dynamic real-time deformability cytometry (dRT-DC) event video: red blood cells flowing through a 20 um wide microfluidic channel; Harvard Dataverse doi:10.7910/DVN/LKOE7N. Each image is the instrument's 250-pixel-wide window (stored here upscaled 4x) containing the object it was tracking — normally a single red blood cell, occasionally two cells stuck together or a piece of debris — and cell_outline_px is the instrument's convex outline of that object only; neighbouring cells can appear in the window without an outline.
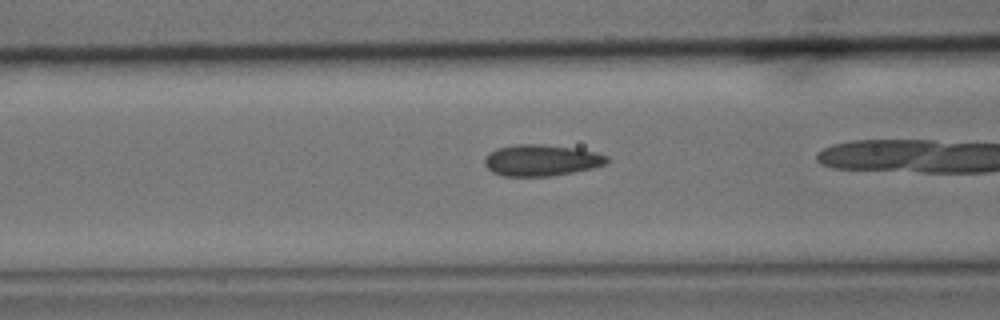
{"species": "common noctule bat (a hibernating species)", "species_latin": "Nyctalus noctula", "temperature_condition": "cold", "stored_images_in_passage": 36, "camera_frame_rate_fps": 3000, "um_per_image_px": 0.085, "animal": {"sex": "male", "body_mass_g": 15.6}, "frame": {"image": 1, "passage_image": 20, "time_ms": 6.333, "image_size_px": [1000, 320], "cell_outline_px": [[608, 164], [592, 168], [552, 176], [504, 176], [492, 172], [484, 164], [484, 156], [488, 152], [496, 148], [516, 144], [540, 144], [576, 148], [596, 152], [608, 156]], "centroid_in_image_um": [45.99, 13.62], "position_along_channel_um": 120.6, "area_um2": 22.54}}
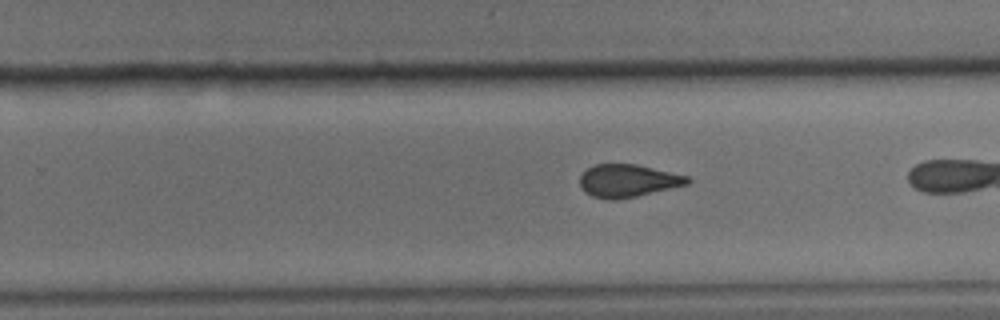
{"frame": {"image": 2, "passage_image": 33, "time_ms": 10.667, "image_size_px": [1000, 320], "cell_outline_px": [[692, 180], [688, 184], [636, 196], [616, 200], [612, 200], [592, 196], [584, 192], [580, 184], [580, 176], [588, 168], [596, 164], [636, 164], [688, 176]], "centroid_in_image_um": [53.36, 15.36], "position_along_channel_um": 276.4, "area_um2": 20.35}}